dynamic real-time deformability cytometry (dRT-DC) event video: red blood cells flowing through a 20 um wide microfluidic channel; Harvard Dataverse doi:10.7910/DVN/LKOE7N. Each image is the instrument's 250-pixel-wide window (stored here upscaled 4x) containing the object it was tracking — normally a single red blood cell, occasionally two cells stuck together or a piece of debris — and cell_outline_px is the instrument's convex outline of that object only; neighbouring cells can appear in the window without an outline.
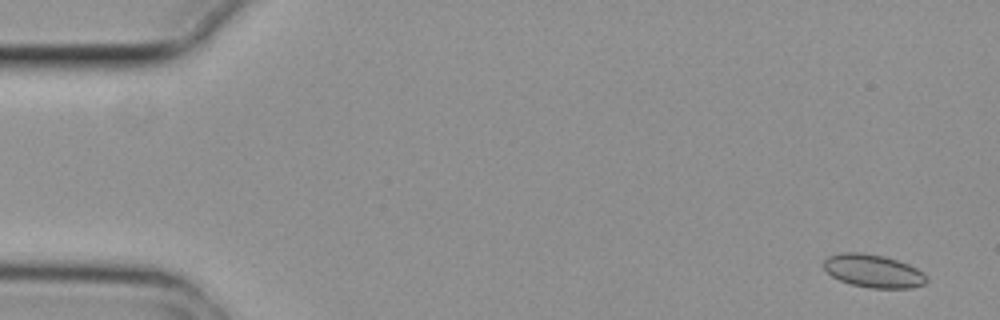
{"species": "common noctule bat (a hibernating species)", "species_latin": "Nyctalus noctula", "temperature_condition": "cold", "stored_images_in_passage": 4, "camera_frame_rate_fps": 3000, "um_per_image_px": 0.085, "animal": {"sex": "female", "body_mass_g": 29.2, "forearm_length_mm": 56.3}, "frame": {"image": 1, "passage_image": 1, "time_ms": 0.0, "image_size_px": [1000, 320], "cell_outline_px": [[928, 280], [924, 284], [912, 288], [868, 288], [852, 284], [840, 280], [832, 276], [824, 268], [824, 260], [828, 256], [840, 252], [860, 252], [884, 256], [908, 264], [924, 272], [928, 276]], "centroid_in_image_um": [74.25, 23.03], "position_along_channel_um": 10.8, "area_um2": 19.88}}
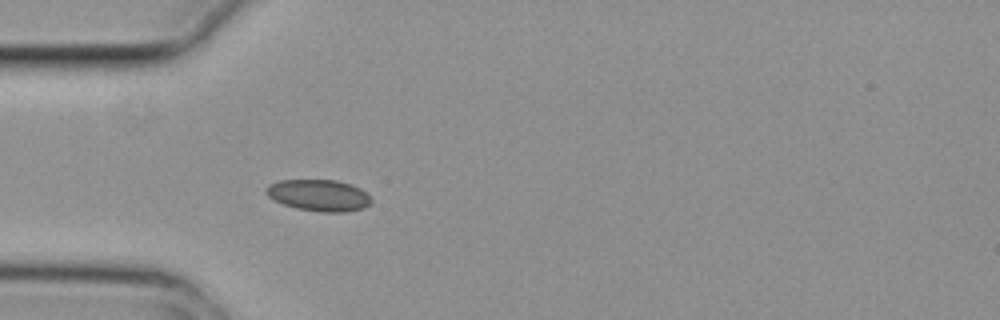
{"frame": {"image": 2, "passage_image": 4, "time_ms": 1.0, "image_size_px": [1000, 320], "cell_outline_px": [[372, 200], [364, 208], [348, 212], [324, 212], [296, 208], [284, 204], [268, 196], [264, 192], [264, 188], [268, 184], [280, 180], [336, 180], [352, 184], [360, 188]], "centroid_in_image_um": [27.08, 16.59], "position_along_channel_um": 57.9, "area_um2": 19.31}}